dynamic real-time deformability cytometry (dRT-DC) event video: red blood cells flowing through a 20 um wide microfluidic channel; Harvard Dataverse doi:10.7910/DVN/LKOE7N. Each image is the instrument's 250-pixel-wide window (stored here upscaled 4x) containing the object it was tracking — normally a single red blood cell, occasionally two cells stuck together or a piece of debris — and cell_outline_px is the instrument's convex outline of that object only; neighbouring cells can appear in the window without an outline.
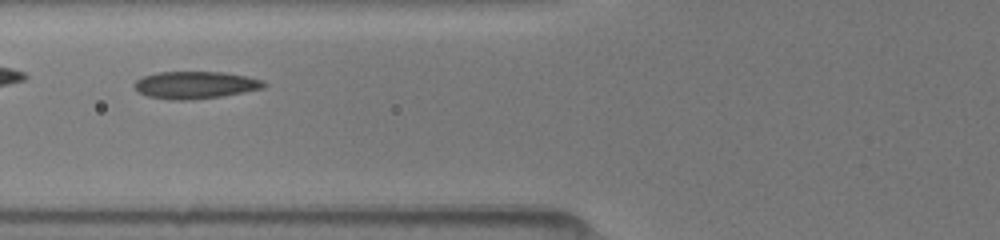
{"species": "common noctule bat (a hibernating species)", "species_latin": "Nyctalus noctula", "temperature_condition": "room temperature", "stored_images_in_passage": 5, "camera_frame_rate_fps": 3000, "um_per_image_px": 0.085, "animal": {"sex": "female", "body_mass_g": 19.5, "forearm_length_mm": 54.1}, "frame": {"image": 1, "passage_image": 4, "time_ms": 2.0, "image_size_px": [1000, 240], "cell_outline_px": [[264, 88], [220, 96], [192, 100], [172, 100], [148, 96], [140, 92], [132, 84], [136, 80], [144, 76], [156, 72], [224, 72], [264, 80]], "centroid_in_image_um": [16.57, 7.22], "position_along_channel_um": 109.2, "area_um2": 20.4}}